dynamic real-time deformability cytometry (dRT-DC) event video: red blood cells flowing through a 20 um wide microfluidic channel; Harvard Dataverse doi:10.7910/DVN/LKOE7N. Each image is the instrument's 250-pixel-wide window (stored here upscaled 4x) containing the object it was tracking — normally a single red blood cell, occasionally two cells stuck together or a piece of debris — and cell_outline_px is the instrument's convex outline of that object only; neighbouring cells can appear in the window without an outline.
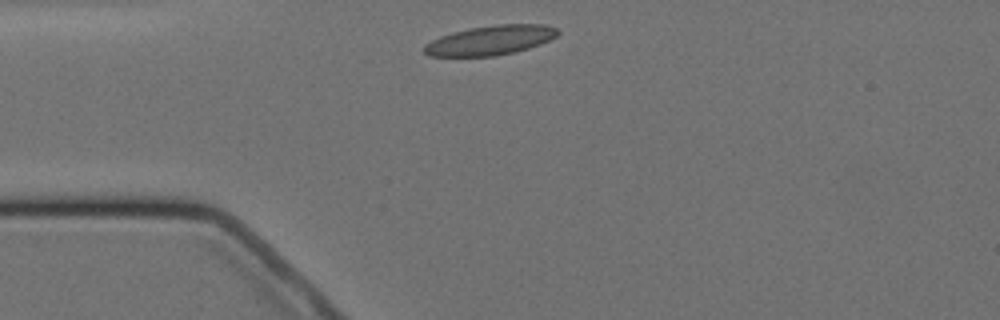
{"species": "Egyptian fruit bat (a non-hibernating species)", "species_latin": "Rousettus aegyptiacus", "temperature_condition": "cold", "stored_images_in_passage": 2, "camera_frame_rate_fps": 3000, "um_per_image_px": 0.085, "animal": {"sex": "female"}, "frame": {"image": 1, "passage_image": 1, "time_ms": 0.0, "image_size_px": [1000, 320], "cell_outline_px": [[560, 32], [556, 36], [540, 44], [516, 52], [496, 56], [428, 56], [424, 52], [424, 44], [440, 36], [452, 32], [468, 28], [496, 24], [544, 24], [556, 28]], "centroid_in_image_um": [41.67, 3.42], "position_along_channel_um": 43.3, "area_um2": 23.06}}